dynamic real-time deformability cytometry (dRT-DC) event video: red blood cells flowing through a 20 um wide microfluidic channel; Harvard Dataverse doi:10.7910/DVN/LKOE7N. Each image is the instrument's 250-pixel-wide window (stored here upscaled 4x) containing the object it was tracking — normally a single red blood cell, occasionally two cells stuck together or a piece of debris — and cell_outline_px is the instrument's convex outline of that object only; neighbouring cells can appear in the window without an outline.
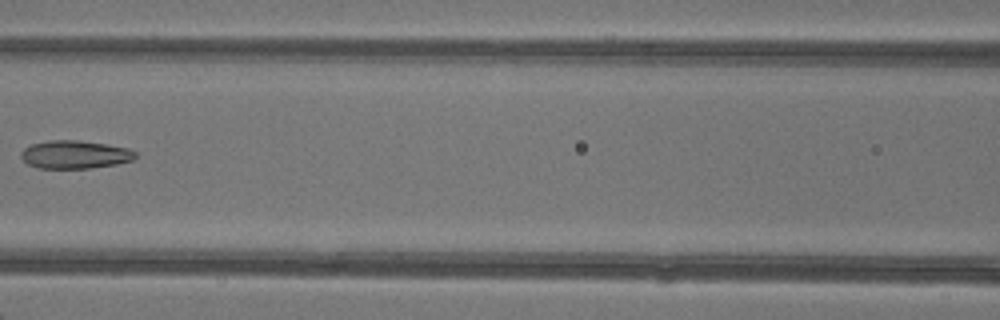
{"species": "common noctule bat (a hibernating species)", "species_latin": "Nyctalus noctula", "temperature_condition": "warm", "stored_images_in_passage": 7, "camera_frame_rate_fps": 3000, "um_per_image_px": 0.085, "animal": {"sex": "female"}, "frame": {"image": 1, "passage_image": 7, "time_ms": 7.0, "image_size_px": [1000, 320], "cell_outline_px": [[136, 156], [132, 160], [116, 164], [88, 168], [36, 168], [28, 164], [20, 156], [20, 152], [24, 148], [32, 144], [48, 140], [80, 140], [128, 148], [136, 152]], "centroid_in_image_um": [6.33, 13.13], "position_along_channel_um": 160.3, "area_um2": 18.67}}